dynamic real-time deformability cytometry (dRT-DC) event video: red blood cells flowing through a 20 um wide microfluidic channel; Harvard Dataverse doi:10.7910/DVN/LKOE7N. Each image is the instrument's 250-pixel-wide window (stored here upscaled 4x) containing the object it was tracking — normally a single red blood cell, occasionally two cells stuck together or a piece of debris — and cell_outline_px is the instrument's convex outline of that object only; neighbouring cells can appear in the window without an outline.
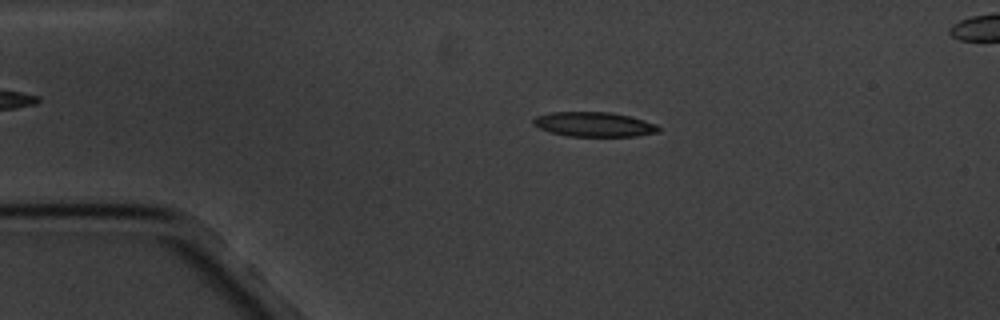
{"species": "common noctule bat (a hibernating species)", "species_latin": "Nyctalus noctula", "temperature_condition": "cold", "stored_images_in_passage": 4, "camera_frame_rate_fps": 3000, "um_per_image_px": 0.085, "animal": {"sex": "male", "body_mass_g": 20.1, "forearm_length_mm": 53.5}, "frame": {"image": 1, "passage_image": 2, "time_ms": 2.0, "image_size_px": [1000, 320], "cell_outline_px": [[660, 132], [636, 136], [568, 136], [552, 132], [540, 128], [532, 124], [532, 120], [536, 116], [552, 112], [612, 112], [644, 120], [656, 124], [660, 128]], "centroid_in_image_um": [50.5, 10.57], "position_along_channel_um": 34.5, "area_um2": 17.92}}